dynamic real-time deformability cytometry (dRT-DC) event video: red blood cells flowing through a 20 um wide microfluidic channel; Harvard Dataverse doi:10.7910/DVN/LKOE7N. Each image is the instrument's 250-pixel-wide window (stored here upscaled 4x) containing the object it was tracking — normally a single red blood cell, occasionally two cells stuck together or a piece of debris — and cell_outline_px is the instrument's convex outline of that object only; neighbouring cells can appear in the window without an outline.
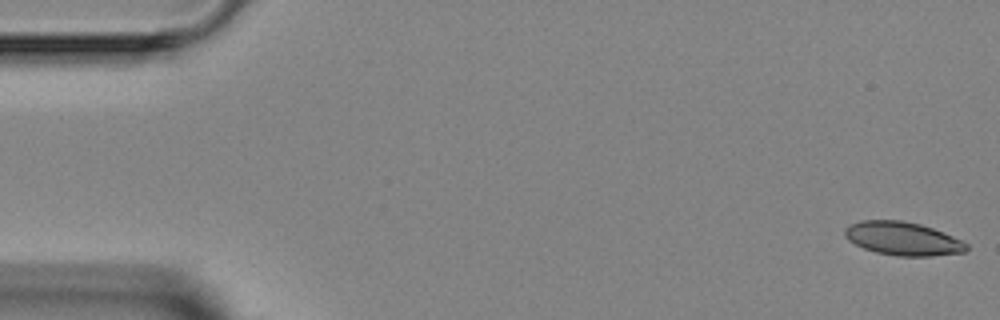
{"species": "Egyptian fruit bat (a non-hibernating species)", "species_latin": "Rousettus aegyptiacus", "temperature_condition": "room temperature", "stored_images_in_passage": 2, "segment_of_instrument_passage": [2, 2], "camera_frame_rate_fps": 3000, "um_per_image_px": 0.085, "animal": {"sex": "female"}, "frame": {"image": 1, "passage_image": 2, "time_ms": 1.667, "image_size_px": [1000, 320], "cell_outline_px": [[968, 248], [964, 252], [932, 256], [896, 256], [876, 252], [864, 248], [848, 240], [844, 236], [844, 228], [848, 224], [860, 220], [900, 220], [920, 224], [944, 232], [968, 244]], "centroid_in_image_um": [76.7, 20.27], "position_along_channel_um": 8.3, "area_um2": 23.76}}